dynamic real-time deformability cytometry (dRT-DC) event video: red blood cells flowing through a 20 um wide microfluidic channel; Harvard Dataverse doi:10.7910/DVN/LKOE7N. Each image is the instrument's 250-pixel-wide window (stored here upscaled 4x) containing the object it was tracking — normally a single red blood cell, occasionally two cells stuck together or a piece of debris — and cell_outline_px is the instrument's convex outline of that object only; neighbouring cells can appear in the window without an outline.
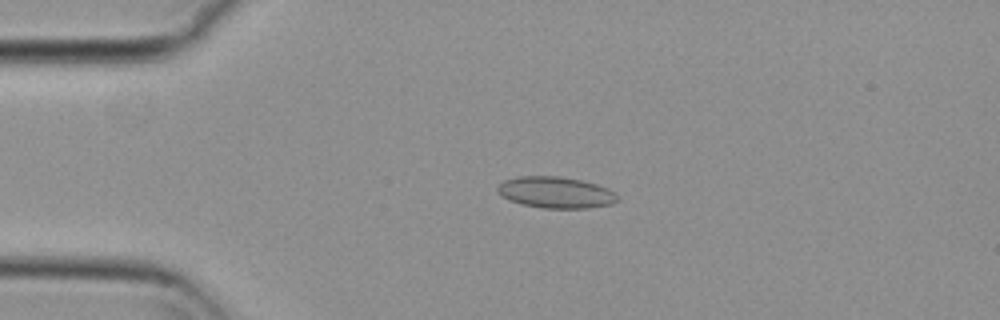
{"species": "common noctule bat (a hibernating species)", "species_latin": "Nyctalus noctula", "temperature_condition": "cold", "stored_images_in_passage": 56, "camera_frame_rate_fps": 3000, "um_per_image_px": 0.085, "animal": {"sex": "female", "body_mass_g": 29.2, "forearm_length_mm": 56.3}, "frame": {"image": 1, "passage_image": 13, "time_ms": 4.0, "image_size_px": [1000, 320], "cell_outline_px": [[620, 200], [612, 204], [588, 208], [544, 208], [520, 204], [496, 192], [496, 188], [504, 180], [520, 176], [560, 176], [580, 180], [596, 184], [608, 188], [616, 192], [620, 196]], "centroid_in_image_um": [47.29, 16.36], "position_along_channel_um": 37.7, "area_um2": 22.02}}
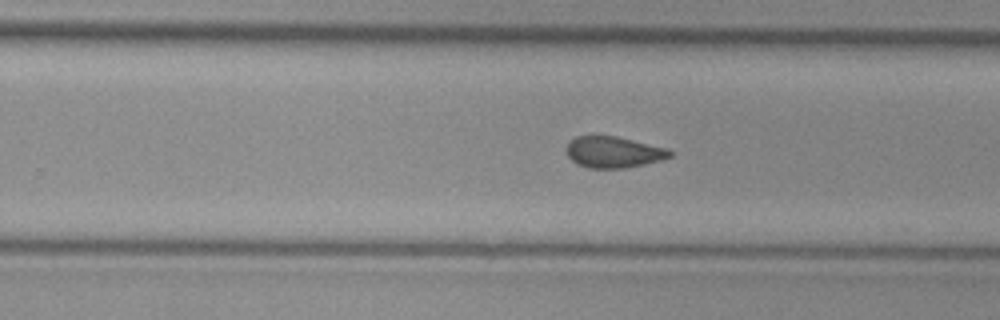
{"frame": {"image": 2, "passage_image": 35, "time_ms": 11.333, "image_size_px": [1000, 320], "cell_outline_px": [[672, 156], [660, 160], [644, 164], [624, 168], [588, 168], [576, 164], [568, 156], [568, 144], [576, 136], [616, 136], [668, 148], [672, 152]], "centroid_in_image_um": [52.17, 12.93], "position_along_channel_um": 277.6, "area_um2": 18.67}}
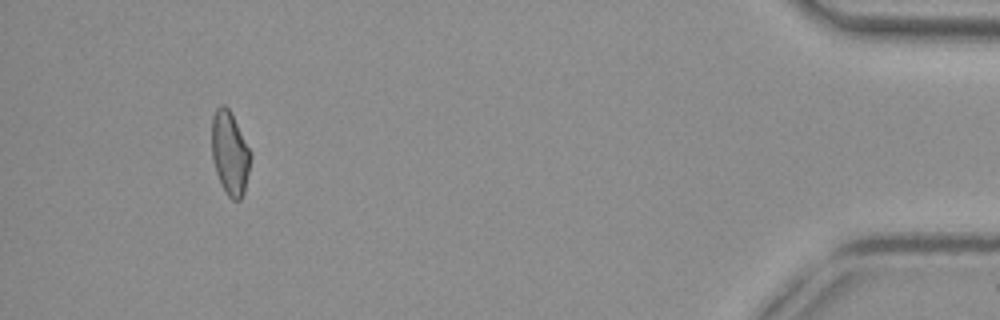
{"frame": {"image": 3, "passage_image": 52, "time_ms": 17.0, "image_size_px": [1000, 320], "cell_outline_px": [[252, 156], [244, 192], [240, 200], [232, 200], [228, 196], [220, 184], [212, 160], [212, 116], [216, 108], [220, 104], [224, 104], [228, 108], [252, 152]], "centroid_in_image_um": [19.54, 13.03], "position_along_channel_um": 415.7, "area_um2": 19.02}, "authors_computed_cell_mechanics": {"area_um2": 19.7098, "velocity_mm_per_s": 3.7128, "shape_relaxation_time_tau1_ms": null, "shape_relaxation_time_tau2_ms": 2.3835, "deformation_change_tau1": null, "deformation_change_tau2": 0.0715}}